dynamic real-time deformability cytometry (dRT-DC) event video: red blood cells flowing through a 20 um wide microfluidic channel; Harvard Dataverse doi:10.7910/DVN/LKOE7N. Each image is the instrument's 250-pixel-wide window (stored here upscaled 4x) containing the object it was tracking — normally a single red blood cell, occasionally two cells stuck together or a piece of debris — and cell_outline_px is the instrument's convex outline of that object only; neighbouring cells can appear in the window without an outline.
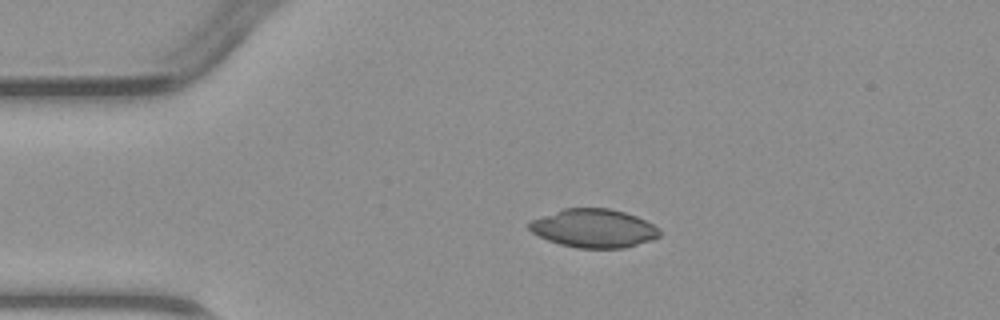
{"species": "common noctule bat (a hibernating species)", "species_latin": "Nyctalus noctula", "temperature_condition": "warm", "stored_images_in_passage": 3, "camera_frame_rate_fps": 3000, "um_per_image_px": 0.085, "animal": {"sex": "male", "body_mass_g": 23.1, "forearm_length_mm": 52.7}, "frame": {"image": 1, "passage_image": 2, "time_ms": 1.0, "image_size_px": [1000, 320], "cell_outline_px": [[660, 236], [652, 240], [624, 248], [576, 248], [560, 244], [548, 240], [532, 232], [528, 228], [528, 224], [532, 220], [564, 208], [608, 208], [624, 212], [636, 216], [660, 228]], "centroid_in_image_um": [50.49, 19.41], "position_along_channel_um": 34.5, "area_um2": 29.13}}